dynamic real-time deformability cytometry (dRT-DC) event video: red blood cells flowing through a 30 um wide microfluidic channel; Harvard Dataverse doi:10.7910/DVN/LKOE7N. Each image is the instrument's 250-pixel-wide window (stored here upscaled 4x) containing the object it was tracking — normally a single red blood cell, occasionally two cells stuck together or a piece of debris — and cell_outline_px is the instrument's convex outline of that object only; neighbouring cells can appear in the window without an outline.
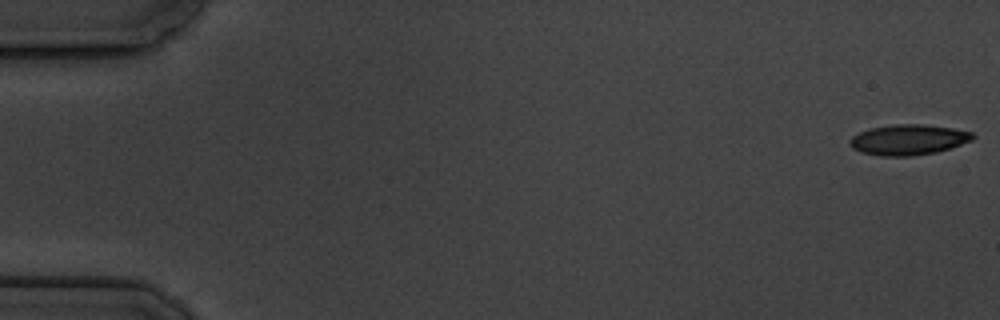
{"species": "common noctule bat (a hibernating species)", "species_latin": "Nyctalus noctula", "temperature_condition": "cold", "stored_images_in_passage": 5, "camera_frame_rate_fps": 3000, "um_per_image_px": 0.085, "animal": {"sex": "male", "body_mass_g": 19.5, "forearm_length_mm": 54.6}, "frame": {"image": 1, "passage_image": 1, "time_ms": 0.0, "image_size_px": [1000, 320], "cell_outline_px": [[976, 136], [972, 140], [936, 152], [912, 156], [880, 156], [860, 152], [852, 148], [848, 144], [848, 140], [852, 136], [860, 132], [872, 128], [896, 124], [924, 124], [952, 128], [972, 132]], "centroid_in_image_um": [77.18, 11.88], "position_along_channel_um": 7.8, "area_um2": 21.79}}